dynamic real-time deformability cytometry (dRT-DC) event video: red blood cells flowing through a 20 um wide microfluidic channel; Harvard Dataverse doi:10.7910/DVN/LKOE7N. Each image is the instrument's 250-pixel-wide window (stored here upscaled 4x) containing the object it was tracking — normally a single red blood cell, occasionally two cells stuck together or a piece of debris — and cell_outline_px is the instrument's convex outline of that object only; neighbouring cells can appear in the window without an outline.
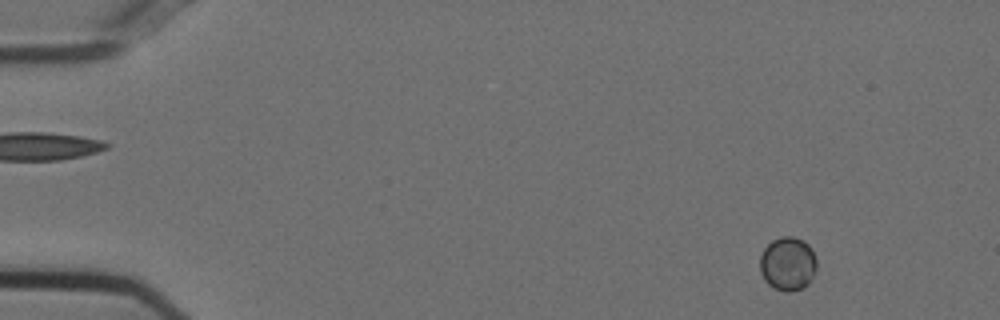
{"species": "Egyptian fruit bat (a non-hibernating species)", "species_latin": "Rousettus aegyptiacus", "temperature_condition": "cold", "stored_images_in_passage": 53, "camera_frame_rate_fps": 3000, "um_per_image_px": 0.085, "animal": {"sex": "female"}, "frame": {"image": 1, "passage_image": 3, "time_ms": 0.667, "image_size_px": [1000, 320], "cell_outline_px": [[816, 268], [808, 284], [800, 288], [788, 292], [784, 292], [768, 284], [764, 280], [760, 272], [760, 256], [764, 248], [772, 240], [780, 236], [792, 236], [804, 240], [808, 244], [816, 260]], "centroid_in_image_um": [66.93, 22.4], "position_along_channel_um": 18.1, "area_um2": 17.69}}
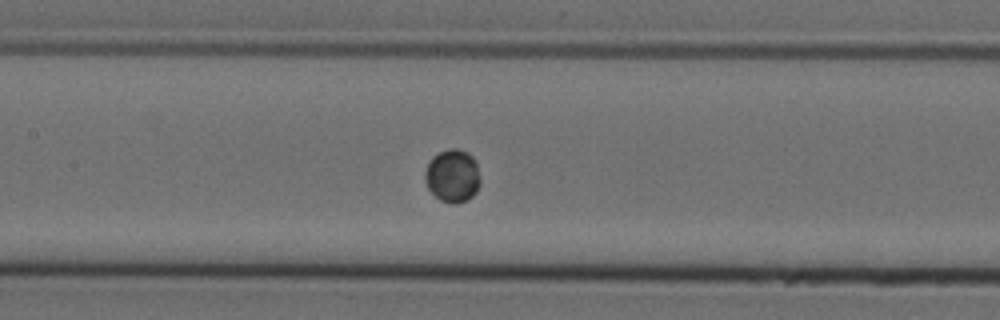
{"frame": {"image": 2, "passage_image": 24, "time_ms": 7.667, "image_size_px": [1000, 320], "cell_outline_px": [[480, 184], [476, 192], [468, 200], [452, 204], [440, 200], [428, 188], [424, 180], [424, 172], [432, 156], [448, 148], [456, 148], [468, 152], [472, 156], [476, 164], [480, 176]], "centroid_in_image_um": [38.46, 14.94], "position_along_channel_um": 168.9, "area_um2": 17.17}}
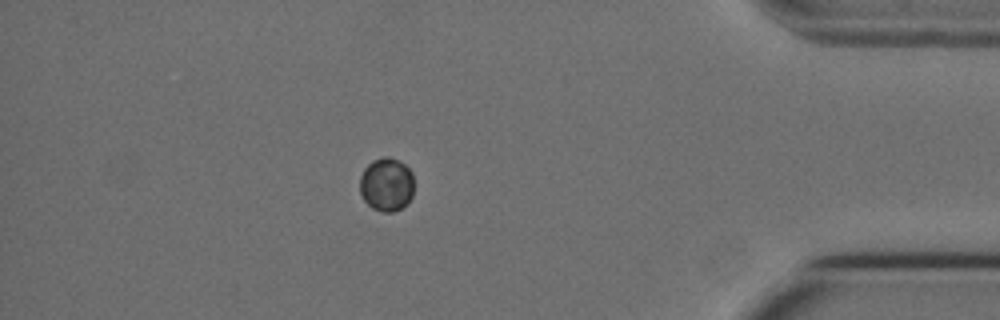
{"frame": {"image": 3, "passage_image": 46, "time_ms": 15.0, "image_size_px": [1000, 320], "cell_outline_px": [[412, 196], [408, 204], [392, 212], [380, 212], [372, 208], [364, 200], [360, 192], [360, 176], [364, 168], [372, 160], [384, 156], [388, 156], [404, 164], [412, 172]], "centroid_in_image_um": [32.84, 15.69], "position_along_channel_um": 402.4, "area_um2": 16.94}, "authors_computed_cell_mechanics": {"area_um2": 16.8776, "velocity_mm_per_s": 3.6793, "shape_relaxation_time_tau1_ms": 0.06, "shape_relaxation_time_tau2_ms": null, "deformation_change_tau1": 0.0086, "deformation_change_tau2": null}}